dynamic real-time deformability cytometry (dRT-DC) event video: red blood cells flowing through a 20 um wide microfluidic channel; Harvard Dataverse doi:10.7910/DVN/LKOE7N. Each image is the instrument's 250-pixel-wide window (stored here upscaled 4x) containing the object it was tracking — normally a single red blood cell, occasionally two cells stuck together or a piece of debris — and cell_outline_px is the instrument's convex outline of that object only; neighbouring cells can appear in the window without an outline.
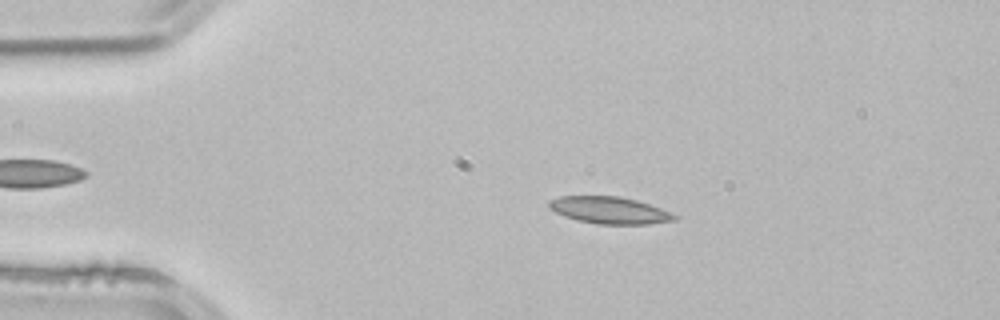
{"species": "common noctule bat (a hibernating species)", "species_latin": "Nyctalus noctula", "temperature_condition": "room temperature", "stored_images_in_passage": 46, "camera_frame_rate_fps": 3000, "um_per_image_px": 0.085, "animal": {"sex": "male", "body_mass_g": 21.5, "forearm_length_mm": 52.0}, "frame": {"image": 1, "passage_image": 4, "time_ms": 1.0, "image_size_px": [1000, 320], "cell_outline_px": [[680, 216], [676, 220], [648, 224], [596, 224], [576, 220], [564, 216], [548, 208], [548, 200], [560, 196], [620, 196], [636, 200], [672, 212]], "centroid_in_image_um": [51.81, 17.87], "position_along_channel_um": 33.2, "area_um2": 19.88}}
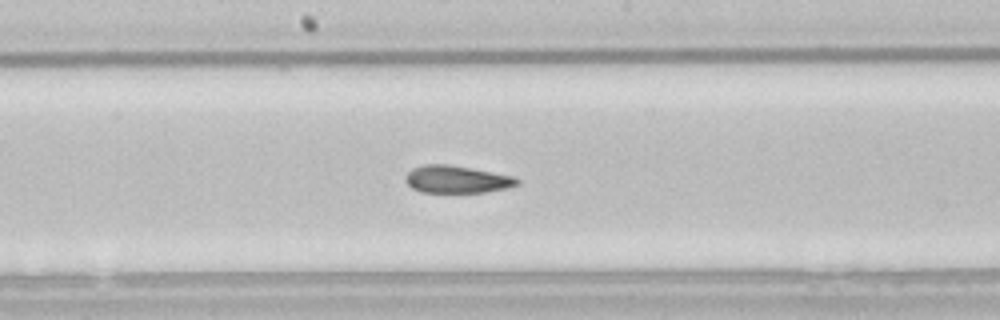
{"frame": {"image": 2, "passage_image": 21, "time_ms": 6.667, "image_size_px": [1000, 320], "cell_outline_px": [[520, 184], [504, 188], [484, 192], [420, 192], [412, 188], [404, 180], [404, 176], [412, 168], [424, 164], [448, 164], [512, 176], [520, 180]], "centroid_in_image_um": [38.77, 15.24], "position_along_channel_um": 209.4, "area_um2": 17.69}}
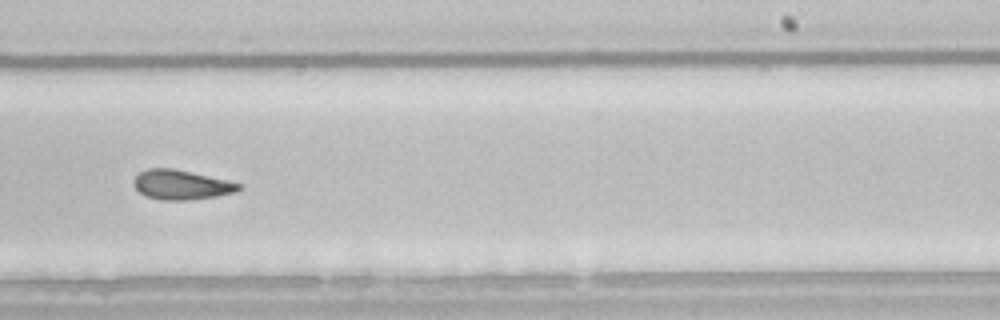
{"frame": {"image": 3, "passage_image": 26, "time_ms": 8.333, "image_size_px": [1000, 320], "cell_outline_px": [[244, 188], [236, 192], [216, 196], [188, 200], [160, 200], [144, 196], [132, 184], [132, 180], [140, 172], [148, 168], [172, 168], [228, 180], [244, 184]], "centroid_in_image_um": [15.43, 15.71], "position_along_channel_um": 273.6, "area_um2": 18.32}, "authors_computed_cell_mechanics": {"area_um2": 18.5538, "velocity_mm_per_s": 3.8787, "shape_relaxation_time_tau1_ms": null, "shape_relaxation_time_tau2_ms": 2.4847, "deformation_change_tau1": null, "deformation_change_tau2": 0.0738}}